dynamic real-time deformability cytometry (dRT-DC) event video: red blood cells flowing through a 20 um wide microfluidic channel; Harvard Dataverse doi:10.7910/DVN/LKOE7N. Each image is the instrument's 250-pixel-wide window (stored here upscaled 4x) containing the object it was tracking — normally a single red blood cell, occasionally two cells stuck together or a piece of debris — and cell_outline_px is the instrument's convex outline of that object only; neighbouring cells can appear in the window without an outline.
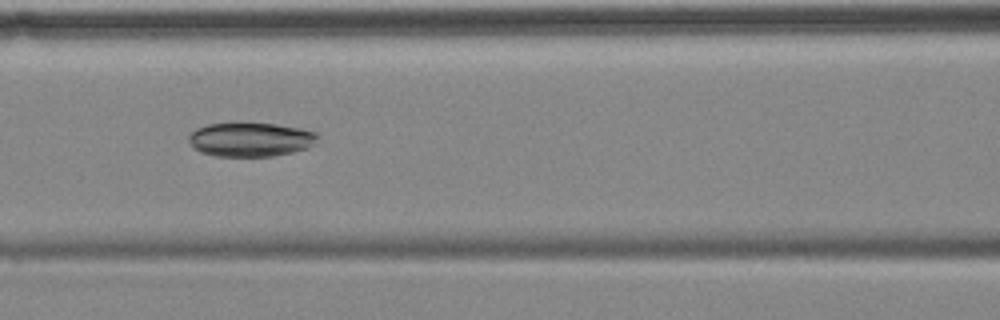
{"species": "common noctule bat (a hibernating species)", "species_latin": "Nyctalus noctula", "temperature_condition": "cold", "stored_images_in_passage": 7, "camera_frame_rate_fps": 3000, "um_per_image_px": 0.085, "animal": {"sex": "female", "body_mass_g": 18.4}, "frame": {"image": 1, "passage_image": 5, "time_ms": 4.667, "image_size_px": [1000, 320], "cell_outline_px": [[316, 136], [312, 144], [308, 148], [292, 152], [272, 156], [216, 156], [200, 152], [192, 148], [188, 140], [188, 136], [196, 128], [208, 124], [276, 124], [300, 128], [316, 132]], "centroid_in_image_um": [21.24, 11.87], "position_along_channel_um": 145.4, "area_um2": 25.26}}
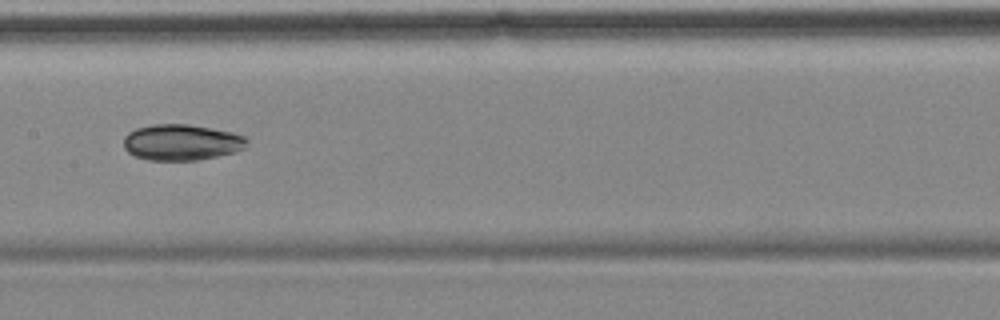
{"frame": {"image": 2, "passage_image": 6, "time_ms": 6.0, "image_size_px": [1000, 320], "cell_outline_px": [[248, 140], [244, 148], [236, 152], [196, 160], [148, 160], [136, 156], [128, 152], [124, 148], [124, 136], [128, 132], [136, 128], [152, 124], [188, 124], [212, 128], [232, 132], [244, 136]], "centroid_in_image_um": [15.42, 12.09], "position_along_channel_um": 192.0, "area_um2": 25.89}}
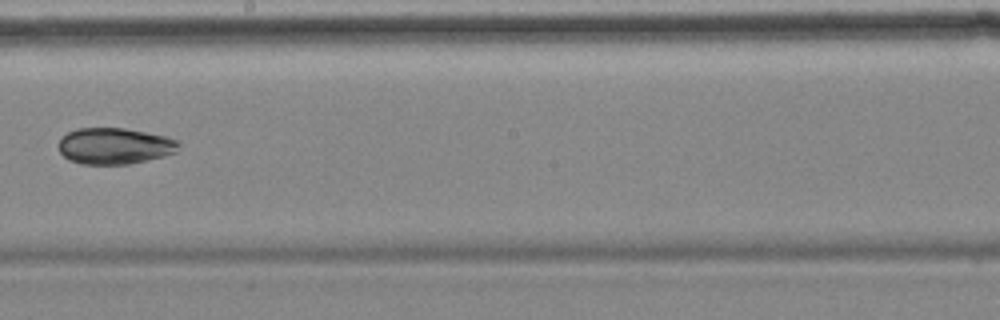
{"frame": {"image": 3, "passage_image": 7, "time_ms": 7.333, "image_size_px": [1000, 320], "cell_outline_px": [[180, 144], [176, 152], [164, 156], [128, 164], [80, 164], [68, 160], [60, 152], [60, 140], [68, 132], [76, 128], [124, 128], [164, 136], [176, 140]], "centroid_in_image_um": [9.73, 12.41], "position_along_channel_um": 238.5, "area_um2": 25.2}}